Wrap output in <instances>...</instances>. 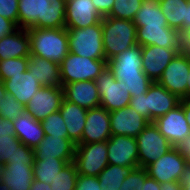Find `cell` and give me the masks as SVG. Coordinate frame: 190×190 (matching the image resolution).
<instances>
[{
  "label": "cell",
  "instance_id": "6da1fadb",
  "mask_svg": "<svg viewBox=\"0 0 190 190\" xmlns=\"http://www.w3.org/2000/svg\"><path fill=\"white\" fill-rule=\"evenodd\" d=\"M117 80H122L131 97L146 93L153 81L143 72L142 46L136 45L126 49L108 61Z\"/></svg>",
  "mask_w": 190,
  "mask_h": 190
},
{
  "label": "cell",
  "instance_id": "7a4b0ae2",
  "mask_svg": "<svg viewBox=\"0 0 190 190\" xmlns=\"http://www.w3.org/2000/svg\"><path fill=\"white\" fill-rule=\"evenodd\" d=\"M30 54L60 64L69 54L66 28H29Z\"/></svg>",
  "mask_w": 190,
  "mask_h": 190
},
{
  "label": "cell",
  "instance_id": "3957f363",
  "mask_svg": "<svg viewBox=\"0 0 190 190\" xmlns=\"http://www.w3.org/2000/svg\"><path fill=\"white\" fill-rule=\"evenodd\" d=\"M101 22L103 46L107 61L137 45V27L131 20L105 16Z\"/></svg>",
  "mask_w": 190,
  "mask_h": 190
},
{
  "label": "cell",
  "instance_id": "277c9868",
  "mask_svg": "<svg viewBox=\"0 0 190 190\" xmlns=\"http://www.w3.org/2000/svg\"><path fill=\"white\" fill-rule=\"evenodd\" d=\"M66 29L71 53L91 59H106L101 21L86 28Z\"/></svg>",
  "mask_w": 190,
  "mask_h": 190
},
{
  "label": "cell",
  "instance_id": "5b68a950",
  "mask_svg": "<svg viewBox=\"0 0 190 190\" xmlns=\"http://www.w3.org/2000/svg\"><path fill=\"white\" fill-rule=\"evenodd\" d=\"M62 86L78 81H95L108 65L106 59H91L69 52L59 64Z\"/></svg>",
  "mask_w": 190,
  "mask_h": 190
},
{
  "label": "cell",
  "instance_id": "8992f818",
  "mask_svg": "<svg viewBox=\"0 0 190 190\" xmlns=\"http://www.w3.org/2000/svg\"><path fill=\"white\" fill-rule=\"evenodd\" d=\"M95 82L100 95V107L111 112L129 106L130 92L122 80L115 78L108 65Z\"/></svg>",
  "mask_w": 190,
  "mask_h": 190
},
{
  "label": "cell",
  "instance_id": "52a82bcc",
  "mask_svg": "<svg viewBox=\"0 0 190 190\" xmlns=\"http://www.w3.org/2000/svg\"><path fill=\"white\" fill-rule=\"evenodd\" d=\"M138 165L146 168L174 146L159 132L158 127L150 122L137 136Z\"/></svg>",
  "mask_w": 190,
  "mask_h": 190
},
{
  "label": "cell",
  "instance_id": "ba28073f",
  "mask_svg": "<svg viewBox=\"0 0 190 190\" xmlns=\"http://www.w3.org/2000/svg\"><path fill=\"white\" fill-rule=\"evenodd\" d=\"M73 162L78 174L97 177L108 165L107 141L77 144Z\"/></svg>",
  "mask_w": 190,
  "mask_h": 190
},
{
  "label": "cell",
  "instance_id": "9c48e42d",
  "mask_svg": "<svg viewBox=\"0 0 190 190\" xmlns=\"http://www.w3.org/2000/svg\"><path fill=\"white\" fill-rule=\"evenodd\" d=\"M187 162L180 147H173L145 169L158 183L179 181Z\"/></svg>",
  "mask_w": 190,
  "mask_h": 190
},
{
  "label": "cell",
  "instance_id": "30bf717a",
  "mask_svg": "<svg viewBox=\"0 0 190 190\" xmlns=\"http://www.w3.org/2000/svg\"><path fill=\"white\" fill-rule=\"evenodd\" d=\"M190 57L179 52L166 66L158 83L180 99H186Z\"/></svg>",
  "mask_w": 190,
  "mask_h": 190
},
{
  "label": "cell",
  "instance_id": "8fae6325",
  "mask_svg": "<svg viewBox=\"0 0 190 190\" xmlns=\"http://www.w3.org/2000/svg\"><path fill=\"white\" fill-rule=\"evenodd\" d=\"M153 123L174 147H180L190 135V127L182 108V99L178 106L158 117Z\"/></svg>",
  "mask_w": 190,
  "mask_h": 190
},
{
  "label": "cell",
  "instance_id": "7c38bea8",
  "mask_svg": "<svg viewBox=\"0 0 190 190\" xmlns=\"http://www.w3.org/2000/svg\"><path fill=\"white\" fill-rule=\"evenodd\" d=\"M63 97L62 87L41 86L25 106V112L37 121L59 111Z\"/></svg>",
  "mask_w": 190,
  "mask_h": 190
},
{
  "label": "cell",
  "instance_id": "4fadbf2b",
  "mask_svg": "<svg viewBox=\"0 0 190 190\" xmlns=\"http://www.w3.org/2000/svg\"><path fill=\"white\" fill-rule=\"evenodd\" d=\"M107 152L110 165L139 167L136 137L112 135L107 140Z\"/></svg>",
  "mask_w": 190,
  "mask_h": 190
},
{
  "label": "cell",
  "instance_id": "5bb4252c",
  "mask_svg": "<svg viewBox=\"0 0 190 190\" xmlns=\"http://www.w3.org/2000/svg\"><path fill=\"white\" fill-rule=\"evenodd\" d=\"M150 122L130 106L110 112L112 135L136 137Z\"/></svg>",
  "mask_w": 190,
  "mask_h": 190
},
{
  "label": "cell",
  "instance_id": "9a60e30c",
  "mask_svg": "<svg viewBox=\"0 0 190 190\" xmlns=\"http://www.w3.org/2000/svg\"><path fill=\"white\" fill-rule=\"evenodd\" d=\"M111 136L110 112L102 107L88 109L79 144L103 142Z\"/></svg>",
  "mask_w": 190,
  "mask_h": 190
},
{
  "label": "cell",
  "instance_id": "2e32d148",
  "mask_svg": "<svg viewBox=\"0 0 190 190\" xmlns=\"http://www.w3.org/2000/svg\"><path fill=\"white\" fill-rule=\"evenodd\" d=\"M179 52L178 49L164 48L155 45L142 46L143 72L153 82H158L166 66Z\"/></svg>",
  "mask_w": 190,
  "mask_h": 190
},
{
  "label": "cell",
  "instance_id": "e0dca14e",
  "mask_svg": "<svg viewBox=\"0 0 190 190\" xmlns=\"http://www.w3.org/2000/svg\"><path fill=\"white\" fill-rule=\"evenodd\" d=\"M102 18L92 0H66L65 28H86Z\"/></svg>",
  "mask_w": 190,
  "mask_h": 190
},
{
  "label": "cell",
  "instance_id": "ac0fdd59",
  "mask_svg": "<svg viewBox=\"0 0 190 190\" xmlns=\"http://www.w3.org/2000/svg\"><path fill=\"white\" fill-rule=\"evenodd\" d=\"M137 45L159 46L181 51V32L171 27H137Z\"/></svg>",
  "mask_w": 190,
  "mask_h": 190
},
{
  "label": "cell",
  "instance_id": "d6986e66",
  "mask_svg": "<svg viewBox=\"0 0 190 190\" xmlns=\"http://www.w3.org/2000/svg\"><path fill=\"white\" fill-rule=\"evenodd\" d=\"M180 101L177 95L169 92L158 82H153L146 92V109L150 113V122L174 109Z\"/></svg>",
  "mask_w": 190,
  "mask_h": 190
},
{
  "label": "cell",
  "instance_id": "ffe728a7",
  "mask_svg": "<svg viewBox=\"0 0 190 190\" xmlns=\"http://www.w3.org/2000/svg\"><path fill=\"white\" fill-rule=\"evenodd\" d=\"M63 97L85 109L100 107V95L95 81H78L64 84Z\"/></svg>",
  "mask_w": 190,
  "mask_h": 190
},
{
  "label": "cell",
  "instance_id": "44dd1931",
  "mask_svg": "<svg viewBox=\"0 0 190 190\" xmlns=\"http://www.w3.org/2000/svg\"><path fill=\"white\" fill-rule=\"evenodd\" d=\"M76 144L69 138L52 137L45 134L42 141L33 149L34 159L74 160Z\"/></svg>",
  "mask_w": 190,
  "mask_h": 190
},
{
  "label": "cell",
  "instance_id": "7402d4cb",
  "mask_svg": "<svg viewBox=\"0 0 190 190\" xmlns=\"http://www.w3.org/2000/svg\"><path fill=\"white\" fill-rule=\"evenodd\" d=\"M3 83L6 92L12 94L24 106L42 86L28 69L23 73L12 75Z\"/></svg>",
  "mask_w": 190,
  "mask_h": 190
},
{
  "label": "cell",
  "instance_id": "603a6c76",
  "mask_svg": "<svg viewBox=\"0 0 190 190\" xmlns=\"http://www.w3.org/2000/svg\"><path fill=\"white\" fill-rule=\"evenodd\" d=\"M33 180V165L24 162L6 163L0 166V181L10 190H29Z\"/></svg>",
  "mask_w": 190,
  "mask_h": 190
},
{
  "label": "cell",
  "instance_id": "cb8c5ba5",
  "mask_svg": "<svg viewBox=\"0 0 190 190\" xmlns=\"http://www.w3.org/2000/svg\"><path fill=\"white\" fill-rule=\"evenodd\" d=\"M59 111L66 124L68 138L76 145L79 144L88 110L63 99Z\"/></svg>",
  "mask_w": 190,
  "mask_h": 190
},
{
  "label": "cell",
  "instance_id": "d4e9b609",
  "mask_svg": "<svg viewBox=\"0 0 190 190\" xmlns=\"http://www.w3.org/2000/svg\"><path fill=\"white\" fill-rule=\"evenodd\" d=\"M27 69L33 73L42 86L62 87L61 70L58 63L30 54Z\"/></svg>",
  "mask_w": 190,
  "mask_h": 190
},
{
  "label": "cell",
  "instance_id": "484cf974",
  "mask_svg": "<svg viewBox=\"0 0 190 190\" xmlns=\"http://www.w3.org/2000/svg\"><path fill=\"white\" fill-rule=\"evenodd\" d=\"M30 56V38L27 29L18 28L0 38V60Z\"/></svg>",
  "mask_w": 190,
  "mask_h": 190
},
{
  "label": "cell",
  "instance_id": "4316f807",
  "mask_svg": "<svg viewBox=\"0 0 190 190\" xmlns=\"http://www.w3.org/2000/svg\"><path fill=\"white\" fill-rule=\"evenodd\" d=\"M13 125L21 143L32 149H35L45 136L41 121H37L26 112L16 117Z\"/></svg>",
  "mask_w": 190,
  "mask_h": 190
},
{
  "label": "cell",
  "instance_id": "83f0119b",
  "mask_svg": "<svg viewBox=\"0 0 190 190\" xmlns=\"http://www.w3.org/2000/svg\"><path fill=\"white\" fill-rule=\"evenodd\" d=\"M136 27H169L159 0H142V6L132 21Z\"/></svg>",
  "mask_w": 190,
  "mask_h": 190
},
{
  "label": "cell",
  "instance_id": "f1b7e54d",
  "mask_svg": "<svg viewBox=\"0 0 190 190\" xmlns=\"http://www.w3.org/2000/svg\"><path fill=\"white\" fill-rule=\"evenodd\" d=\"M44 0H18V28H38L43 19Z\"/></svg>",
  "mask_w": 190,
  "mask_h": 190
},
{
  "label": "cell",
  "instance_id": "f546056e",
  "mask_svg": "<svg viewBox=\"0 0 190 190\" xmlns=\"http://www.w3.org/2000/svg\"><path fill=\"white\" fill-rule=\"evenodd\" d=\"M66 0H44L43 19L38 28H65Z\"/></svg>",
  "mask_w": 190,
  "mask_h": 190
},
{
  "label": "cell",
  "instance_id": "4dcf8cb0",
  "mask_svg": "<svg viewBox=\"0 0 190 190\" xmlns=\"http://www.w3.org/2000/svg\"><path fill=\"white\" fill-rule=\"evenodd\" d=\"M189 3L186 0H159L162 14L166 17L169 27L185 31L186 6Z\"/></svg>",
  "mask_w": 190,
  "mask_h": 190
},
{
  "label": "cell",
  "instance_id": "1f68e13d",
  "mask_svg": "<svg viewBox=\"0 0 190 190\" xmlns=\"http://www.w3.org/2000/svg\"><path fill=\"white\" fill-rule=\"evenodd\" d=\"M70 162H73V160H61L58 158L34 159V179L51 184L61 169Z\"/></svg>",
  "mask_w": 190,
  "mask_h": 190
},
{
  "label": "cell",
  "instance_id": "d6a6232c",
  "mask_svg": "<svg viewBox=\"0 0 190 190\" xmlns=\"http://www.w3.org/2000/svg\"><path fill=\"white\" fill-rule=\"evenodd\" d=\"M132 167L108 164L97 176L102 190H120L122 182L132 171Z\"/></svg>",
  "mask_w": 190,
  "mask_h": 190
},
{
  "label": "cell",
  "instance_id": "836d02e7",
  "mask_svg": "<svg viewBox=\"0 0 190 190\" xmlns=\"http://www.w3.org/2000/svg\"><path fill=\"white\" fill-rule=\"evenodd\" d=\"M78 173L74 162L68 163L50 184L52 190H75Z\"/></svg>",
  "mask_w": 190,
  "mask_h": 190
},
{
  "label": "cell",
  "instance_id": "e575fe53",
  "mask_svg": "<svg viewBox=\"0 0 190 190\" xmlns=\"http://www.w3.org/2000/svg\"><path fill=\"white\" fill-rule=\"evenodd\" d=\"M142 6V0H114L109 17L133 21L135 14Z\"/></svg>",
  "mask_w": 190,
  "mask_h": 190
},
{
  "label": "cell",
  "instance_id": "d590c367",
  "mask_svg": "<svg viewBox=\"0 0 190 190\" xmlns=\"http://www.w3.org/2000/svg\"><path fill=\"white\" fill-rule=\"evenodd\" d=\"M29 57L0 60V80L3 82L12 75L23 73L28 68Z\"/></svg>",
  "mask_w": 190,
  "mask_h": 190
},
{
  "label": "cell",
  "instance_id": "8d00e7d4",
  "mask_svg": "<svg viewBox=\"0 0 190 190\" xmlns=\"http://www.w3.org/2000/svg\"><path fill=\"white\" fill-rule=\"evenodd\" d=\"M44 134L52 135V137L68 138L66 124L60 111L50 114L41 121Z\"/></svg>",
  "mask_w": 190,
  "mask_h": 190
},
{
  "label": "cell",
  "instance_id": "74e56055",
  "mask_svg": "<svg viewBox=\"0 0 190 190\" xmlns=\"http://www.w3.org/2000/svg\"><path fill=\"white\" fill-rule=\"evenodd\" d=\"M25 112V106L20 104L12 94L6 93L0 101V117L13 121Z\"/></svg>",
  "mask_w": 190,
  "mask_h": 190
},
{
  "label": "cell",
  "instance_id": "f35d334b",
  "mask_svg": "<svg viewBox=\"0 0 190 190\" xmlns=\"http://www.w3.org/2000/svg\"><path fill=\"white\" fill-rule=\"evenodd\" d=\"M20 144L16 135H0V166L10 162Z\"/></svg>",
  "mask_w": 190,
  "mask_h": 190
},
{
  "label": "cell",
  "instance_id": "ab89813d",
  "mask_svg": "<svg viewBox=\"0 0 190 190\" xmlns=\"http://www.w3.org/2000/svg\"><path fill=\"white\" fill-rule=\"evenodd\" d=\"M146 180V169L136 167L132 169L130 174L122 182L120 190H142V186Z\"/></svg>",
  "mask_w": 190,
  "mask_h": 190
},
{
  "label": "cell",
  "instance_id": "60d3db41",
  "mask_svg": "<svg viewBox=\"0 0 190 190\" xmlns=\"http://www.w3.org/2000/svg\"><path fill=\"white\" fill-rule=\"evenodd\" d=\"M0 15L18 26V0H0Z\"/></svg>",
  "mask_w": 190,
  "mask_h": 190
},
{
  "label": "cell",
  "instance_id": "b9f144b4",
  "mask_svg": "<svg viewBox=\"0 0 190 190\" xmlns=\"http://www.w3.org/2000/svg\"><path fill=\"white\" fill-rule=\"evenodd\" d=\"M27 163L34 165V151L32 148L21 143L16 149L15 155L8 163Z\"/></svg>",
  "mask_w": 190,
  "mask_h": 190
},
{
  "label": "cell",
  "instance_id": "7bdbcfd3",
  "mask_svg": "<svg viewBox=\"0 0 190 190\" xmlns=\"http://www.w3.org/2000/svg\"><path fill=\"white\" fill-rule=\"evenodd\" d=\"M75 190H102L96 176L78 174Z\"/></svg>",
  "mask_w": 190,
  "mask_h": 190
},
{
  "label": "cell",
  "instance_id": "ee69618b",
  "mask_svg": "<svg viewBox=\"0 0 190 190\" xmlns=\"http://www.w3.org/2000/svg\"><path fill=\"white\" fill-rule=\"evenodd\" d=\"M129 106L150 122V113L146 109V93L138 94L136 97H131Z\"/></svg>",
  "mask_w": 190,
  "mask_h": 190
},
{
  "label": "cell",
  "instance_id": "f6af8a7d",
  "mask_svg": "<svg viewBox=\"0 0 190 190\" xmlns=\"http://www.w3.org/2000/svg\"><path fill=\"white\" fill-rule=\"evenodd\" d=\"M18 29V26L11 20L0 15V38L12 34Z\"/></svg>",
  "mask_w": 190,
  "mask_h": 190
},
{
  "label": "cell",
  "instance_id": "bcb514c9",
  "mask_svg": "<svg viewBox=\"0 0 190 190\" xmlns=\"http://www.w3.org/2000/svg\"><path fill=\"white\" fill-rule=\"evenodd\" d=\"M97 11L103 16H108L114 4V0H92Z\"/></svg>",
  "mask_w": 190,
  "mask_h": 190
},
{
  "label": "cell",
  "instance_id": "7dc6e473",
  "mask_svg": "<svg viewBox=\"0 0 190 190\" xmlns=\"http://www.w3.org/2000/svg\"><path fill=\"white\" fill-rule=\"evenodd\" d=\"M181 53L190 57V29L181 33Z\"/></svg>",
  "mask_w": 190,
  "mask_h": 190
},
{
  "label": "cell",
  "instance_id": "c3c4849f",
  "mask_svg": "<svg viewBox=\"0 0 190 190\" xmlns=\"http://www.w3.org/2000/svg\"><path fill=\"white\" fill-rule=\"evenodd\" d=\"M16 135L14 130L13 121H10L8 119H3L0 124V135Z\"/></svg>",
  "mask_w": 190,
  "mask_h": 190
},
{
  "label": "cell",
  "instance_id": "681fc988",
  "mask_svg": "<svg viewBox=\"0 0 190 190\" xmlns=\"http://www.w3.org/2000/svg\"><path fill=\"white\" fill-rule=\"evenodd\" d=\"M181 183L183 190H190V165L186 164V166L183 169V173L181 175V178L179 180Z\"/></svg>",
  "mask_w": 190,
  "mask_h": 190
},
{
  "label": "cell",
  "instance_id": "f907efd6",
  "mask_svg": "<svg viewBox=\"0 0 190 190\" xmlns=\"http://www.w3.org/2000/svg\"><path fill=\"white\" fill-rule=\"evenodd\" d=\"M142 190H160V183L149 177L146 172V180L142 186Z\"/></svg>",
  "mask_w": 190,
  "mask_h": 190
},
{
  "label": "cell",
  "instance_id": "816d5d0a",
  "mask_svg": "<svg viewBox=\"0 0 190 190\" xmlns=\"http://www.w3.org/2000/svg\"><path fill=\"white\" fill-rule=\"evenodd\" d=\"M160 190H183V187L179 181H170L160 183Z\"/></svg>",
  "mask_w": 190,
  "mask_h": 190
},
{
  "label": "cell",
  "instance_id": "f5cc1de1",
  "mask_svg": "<svg viewBox=\"0 0 190 190\" xmlns=\"http://www.w3.org/2000/svg\"><path fill=\"white\" fill-rule=\"evenodd\" d=\"M180 149L183 152L187 164L190 165V135L185 139L183 144L180 146Z\"/></svg>",
  "mask_w": 190,
  "mask_h": 190
},
{
  "label": "cell",
  "instance_id": "db71d44e",
  "mask_svg": "<svg viewBox=\"0 0 190 190\" xmlns=\"http://www.w3.org/2000/svg\"><path fill=\"white\" fill-rule=\"evenodd\" d=\"M29 190H52V189L49 183H44L34 179Z\"/></svg>",
  "mask_w": 190,
  "mask_h": 190
},
{
  "label": "cell",
  "instance_id": "11a10c76",
  "mask_svg": "<svg viewBox=\"0 0 190 190\" xmlns=\"http://www.w3.org/2000/svg\"><path fill=\"white\" fill-rule=\"evenodd\" d=\"M182 108L184 110L187 123L190 127V99H182Z\"/></svg>",
  "mask_w": 190,
  "mask_h": 190
},
{
  "label": "cell",
  "instance_id": "9f6ffc18",
  "mask_svg": "<svg viewBox=\"0 0 190 190\" xmlns=\"http://www.w3.org/2000/svg\"><path fill=\"white\" fill-rule=\"evenodd\" d=\"M190 29V3L186 6L185 30Z\"/></svg>",
  "mask_w": 190,
  "mask_h": 190
},
{
  "label": "cell",
  "instance_id": "6f0895ef",
  "mask_svg": "<svg viewBox=\"0 0 190 190\" xmlns=\"http://www.w3.org/2000/svg\"><path fill=\"white\" fill-rule=\"evenodd\" d=\"M6 89L4 83L0 80V101L3 100V97L6 95Z\"/></svg>",
  "mask_w": 190,
  "mask_h": 190
},
{
  "label": "cell",
  "instance_id": "680465c9",
  "mask_svg": "<svg viewBox=\"0 0 190 190\" xmlns=\"http://www.w3.org/2000/svg\"><path fill=\"white\" fill-rule=\"evenodd\" d=\"M188 84H187V91H186V99H190V72L188 76Z\"/></svg>",
  "mask_w": 190,
  "mask_h": 190
},
{
  "label": "cell",
  "instance_id": "91938a15",
  "mask_svg": "<svg viewBox=\"0 0 190 190\" xmlns=\"http://www.w3.org/2000/svg\"><path fill=\"white\" fill-rule=\"evenodd\" d=\"M0 190H10V189L4 182L0 181Z\"/></svg>",
  "mask_w": 190,
  "mask_h": 190
}]
</instances>
